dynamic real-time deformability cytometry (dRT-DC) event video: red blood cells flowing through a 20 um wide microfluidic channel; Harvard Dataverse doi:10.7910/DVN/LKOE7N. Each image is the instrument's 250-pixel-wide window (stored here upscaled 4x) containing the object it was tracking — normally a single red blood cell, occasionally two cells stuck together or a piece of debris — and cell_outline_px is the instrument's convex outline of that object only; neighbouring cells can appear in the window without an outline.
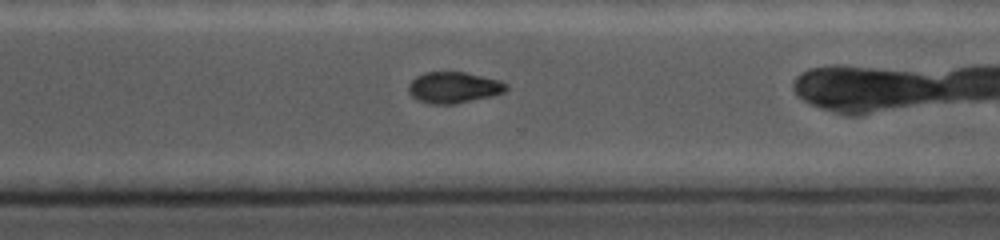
{"species": "common noctule bat (a hibernating species)", "species_latin": "Nyctalus noctula", "temperature_condition": "cold", "stored_images_in_passage": 22, "camera_frame_rate_fps": 5000, "um_per_image_px": 0.085, "animal": {"sex": "female", "body_mass_g": 19.0, "forearm_length_mm": 56.7}, "frame": {"image": 1, "passage_image": 13, "time_ms": 6.8, "image_size_px": [1000, 240], "cell_outline_px": [[508, 88], [504, 92], [492, 96], [456, 104], [428, 104], [416, 100], [408, 92], [408, 84], [416, 76], [424, 72], [464, 72], [484, 76], [500, 80], [508, 84]], "centroid_in_image_um": [38.55, 7.44], "position_along_channel_um": 332.0, "area_um2": 18.03}}
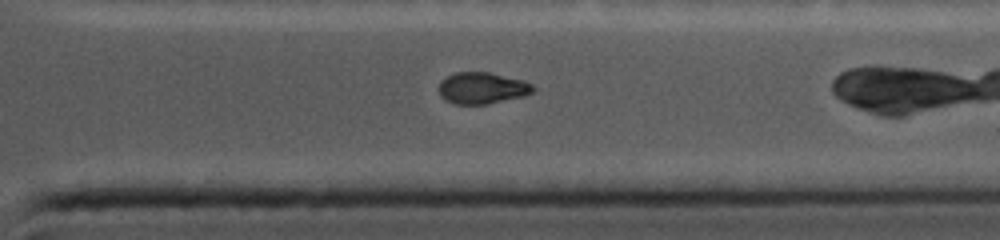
{"frame": {"image": 2, "passage_image": 16, "time_ms": 7.8, "image_size_px": [1000, 240], "cell_outline_px": [[536, 88], [532, 92], [524, 96], [488, 104], [456, 104], [444, 100], [440, 96], [440, 80], [456, 72], [488, 72], [524, 80], [532, 84]], "centroid_in_image_um": [40.99, 7.49], "position_along_channel_um": 370.4, "area_um2": 17.34}}
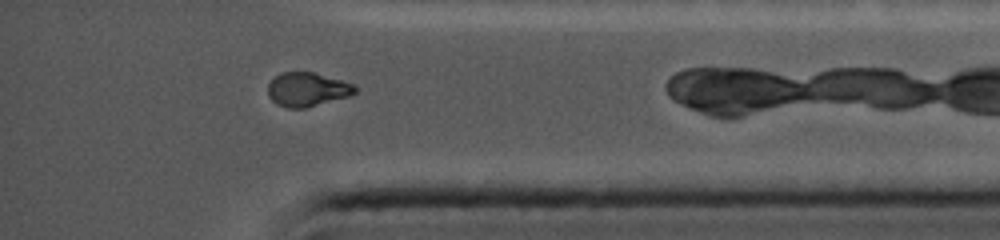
{"frame": {"image": 3, "passage_image": 19, "time_ms": 8.8, "image_size_px": [1000, 240], "cell_outline_px": [[356, 92], [352, 96], [304, 108], [288, 108], [276, 104], [268, 96], [268, 84], [280, 72], [316, 72], [356, 84]], "centroid_in_image_um": [26.16, 7.6], "position_along_channel_um": 409.0, "area_um2": 17.51}, "authors_computed_cell_mechanics": {"area_um2": 18.207, "velocity_mm_per_s": 3.8014, "shape_relaxation_time_tau1_ms": null, "shape_relaxation_time_tau2_ms": 3.7749, "deformation_change_tau1": null, "deformation_change_tau2": 0.0461}}